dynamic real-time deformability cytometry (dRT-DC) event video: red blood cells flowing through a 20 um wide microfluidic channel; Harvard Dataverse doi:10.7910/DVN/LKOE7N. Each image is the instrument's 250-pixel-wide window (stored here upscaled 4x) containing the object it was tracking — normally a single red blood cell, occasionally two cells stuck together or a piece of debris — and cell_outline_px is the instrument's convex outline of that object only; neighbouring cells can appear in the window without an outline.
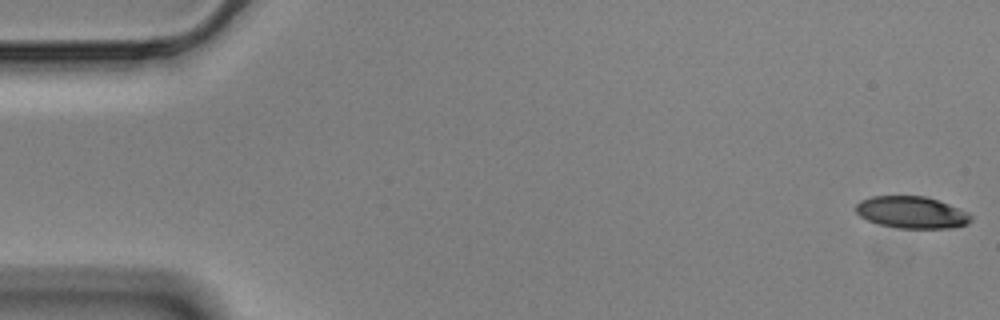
{"species": "Egyptian fruit bat (a non-hibernating species)", "species_latin": "Rousettus aegyptiacus", "temperature_condition": "cold", "stored_images_in_passage": 57, "camera_frame_rate_fps": 3000, "um_per_image_px": 0.085, "animal": {"sex": "male"}, "frame": {"image": 1, "passage_image": 1, "time_ms": 0.0, "image_size_px": [1000, 320], "cell_outline_px": [[972, 220], [968, 224], [948, 228], [900, 228], [880, 224], [868, 220], [860, 216], [856, 212], [856, 204], [860, 200], [872, 196], [928, 196], [940, 200], [968, 212], [972, 216]], "centroid_in_image_um": [77.52, 18.04], "position_along_channel_um": 7.5, "area_um2": 21.5}}
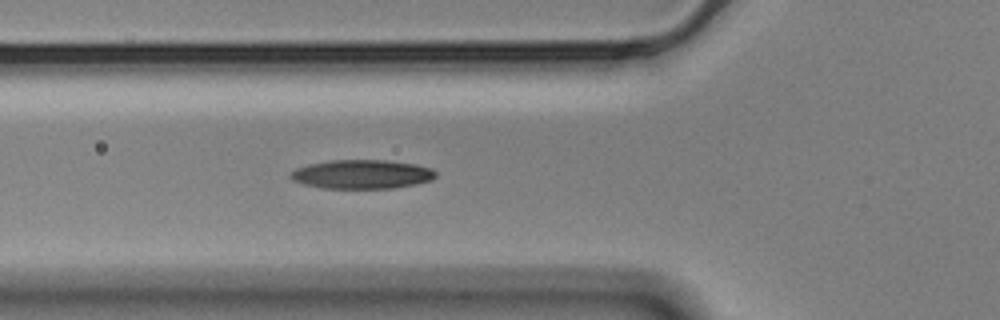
{"frame": {"image": 2, "passage_image": 20, "time_ms": 6.333, "image_size_px": [1000, 320], "cell_outline_px": [[436, 176], [432, 180], [416, 184], [392, 188], [320, 188], [304, 184], [292, 180], [288, 176], [296, 168], [308, 164], [332, 160], [384, 160], [416, 164], [432, 168], [436, 172]], "centroid_in_image_um": [30.76, 14.81], "position_along_channel_um": 95.0, "area_um2": 24.57}}
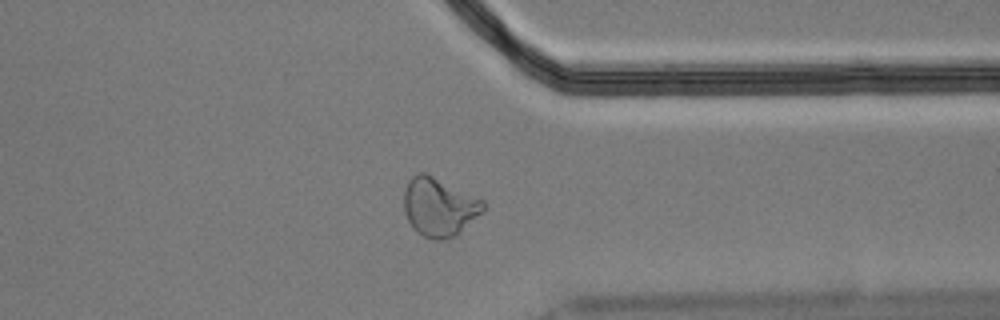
{"frame": {"image": 3, "passage_image": 44, "time_ms": 14.333, "image_size_px": [1000, 320], "cell_outline_px": [[488, 208], [484, 212], [456, 236], [444, 240], [432, 240], [416, 232], [412, 228], [404, 212], [404, 188], [408, 180], [416, 172], [424, 172], [484, 200]], "centroid_in_image_um": [37.34, 17.61], "position_along_channel_um": 374.1, "area_um2": 27.51}, "authors_computed_cell_mechanics": {"area_um2": 23.987, "velocity_mm_per_s": 3.5286, "shape_relaxation_time_tau1_ms": 9.5018, "shape_relaxation_time_tau2_ms": 3.8175, "deformation_change_tau1": 0.2327, "deformation_change_tau2": 0.112}}